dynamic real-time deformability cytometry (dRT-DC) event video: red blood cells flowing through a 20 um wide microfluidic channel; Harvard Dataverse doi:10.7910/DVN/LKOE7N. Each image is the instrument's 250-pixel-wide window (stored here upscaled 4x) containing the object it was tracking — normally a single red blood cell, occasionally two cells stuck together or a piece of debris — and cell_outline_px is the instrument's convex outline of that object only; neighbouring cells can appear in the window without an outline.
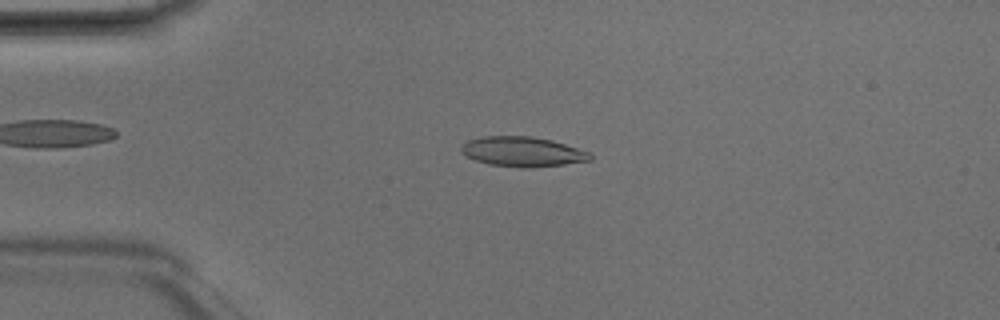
{"species": "Egyptian fruit bat (a non-hibernating species)", "species_latin": "Rousettus aegyptiacus", "temperature_condition": "room temperature", "stored_images_in_passage": 4, "camera_frame_rate_fps": 3000, "um_per_image_px": 0.085, "animal": {"sex": "male"}, "frame": {"image": 1, "passage_image": 3, "time_ms": 0.667, "image_size_px": [1000, 320], "cell_outline_px": [[592, 160], [564, 164], [528, 168], [520, 168], [488, 164], [476, 160], [460, 152], [460, 148], [468, 140], [484, 136], [532, 136], [552, 140], [592, 152]], "centroid_in_image_um": [44.45, 12.89], "position_along_channel_um": 40.6, "area_um2": 22.54}}